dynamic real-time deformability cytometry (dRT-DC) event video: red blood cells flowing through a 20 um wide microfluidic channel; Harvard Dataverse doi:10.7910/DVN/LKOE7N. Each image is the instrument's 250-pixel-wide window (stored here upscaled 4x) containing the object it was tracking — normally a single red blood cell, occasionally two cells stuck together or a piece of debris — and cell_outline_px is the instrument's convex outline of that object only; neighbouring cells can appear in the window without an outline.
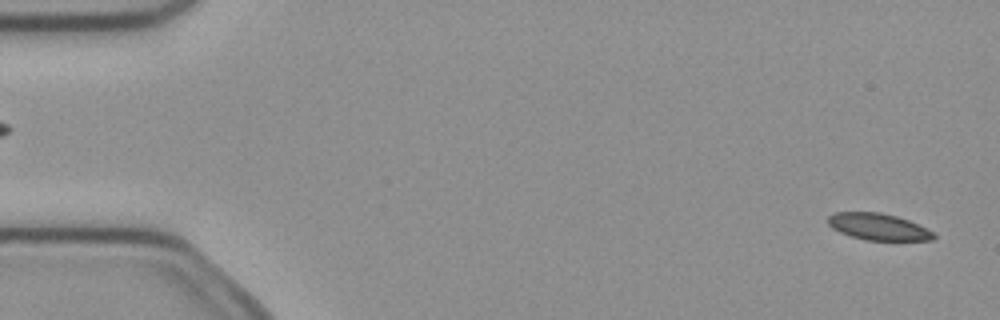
{"species": "common noctule bat (a hibernating species)", "species_latin": "Nyctalus noctula", "temperature_condition": "cold", "stored_images_in_passage": 2, "camera_frame_rate_fps": 3000, "um_per_image_px": 0.085, "animal": {"sex": "female", "body_mass_g": 21.9}, "frame": {"image": 1, "passage_image": 2, "time_ms": 0.333, "image_size_px": [1000, 320], "cell_outline_px": [[936, 236], [932, 240], [864, 240], [840, 232], [832, 228], [828, 224], [828, 216], [836, 212], [880, 212], [896, 216], [908, 220], [932, 232]], "centroid_in_image_um": [74.61, 19.27], "position_along_channel_um": 10.4, "area_um2": 16.18}}